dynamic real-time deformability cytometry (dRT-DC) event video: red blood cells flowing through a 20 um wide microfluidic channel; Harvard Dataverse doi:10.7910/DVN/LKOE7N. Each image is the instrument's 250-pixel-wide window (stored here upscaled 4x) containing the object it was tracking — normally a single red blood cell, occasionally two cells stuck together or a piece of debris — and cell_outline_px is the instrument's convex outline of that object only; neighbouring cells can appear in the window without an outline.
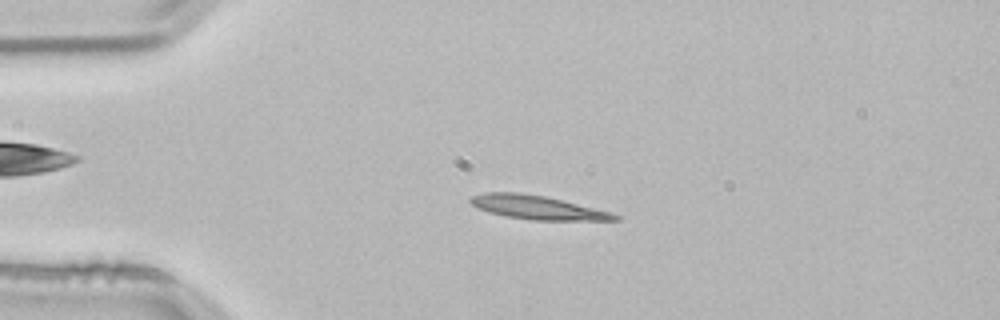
{"species": "common noctule bat (a hibernating species)", "species_latin": "Nyctalus noctula", "temperature_condition": "room temperature", "stored_images_in_passage": 43, "camera_frame_rate_fps": 3000, "um_per_image_px": 0.085, "animal": {"sex": "male", "body_mass_g": 21.5, "forearm_length_mm": 52.0}, "frame": {"image": 1, "passage_image": 2, "time_ms": 0.333, "image_size_px": [1000, 320], "cell_outline_px": [[620, 220], [532, 220], [504, 216], [488, 212], [472, 204], [468, 200], [472, 196], [484, 192], [520, 192], [544, 196], [612, 212], [620, 216]], "centroid_in_image_um": [45.67, 17.63], "position_along_channel_um": 39.3, "area_um2": 19.88}}
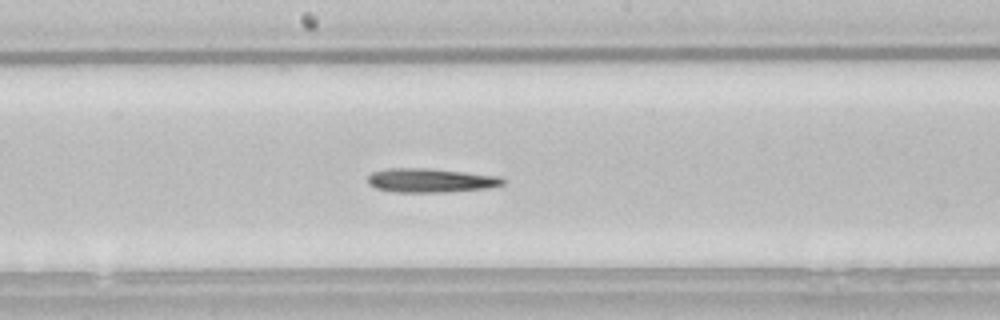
{"frame": {"image": 2, "passage_image": 18, "time_ms": 5.667, "image_size_px": [1000, 320], "cell_outline_px": [[504, 184], [488, 188], [444, 192], [392, 192], [376, 188], [368, 184], [368, 176], [372, 172], [388, 168], [428, 168], [500, 176], [504, 180]], "centroid_in_image_um": [36.57, 15.33], "position_along_channel_um": 211.6, "area_um2": 18.9}}
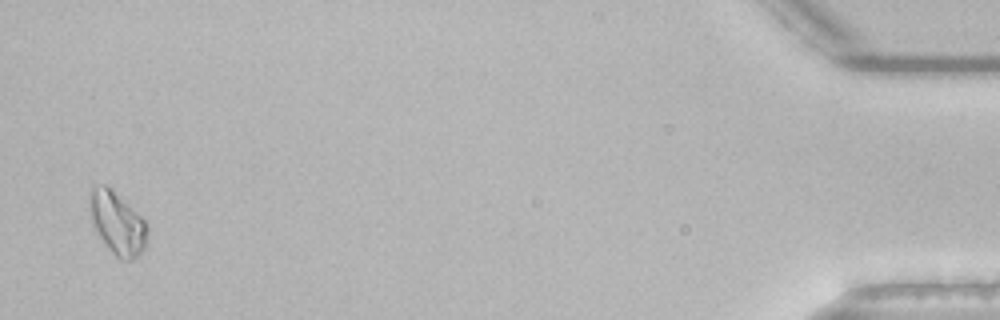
{"frame": {"image": 3, "passage_image": 42, "time_ms": 13.667, "image_size_px": [1000, 320], "cell_outline_px": [[144, 248], [132, 260], [120, 260], [96, 236], [92, 228], [88, 200], [88, 196], [92, 188], [100, 184], [104, 184], [128, 204], [144, 220]], "centroid_in_image_um": [9.86, 18.97], "position_along_channel_um": 425.3, "area_um2": 20.69}}